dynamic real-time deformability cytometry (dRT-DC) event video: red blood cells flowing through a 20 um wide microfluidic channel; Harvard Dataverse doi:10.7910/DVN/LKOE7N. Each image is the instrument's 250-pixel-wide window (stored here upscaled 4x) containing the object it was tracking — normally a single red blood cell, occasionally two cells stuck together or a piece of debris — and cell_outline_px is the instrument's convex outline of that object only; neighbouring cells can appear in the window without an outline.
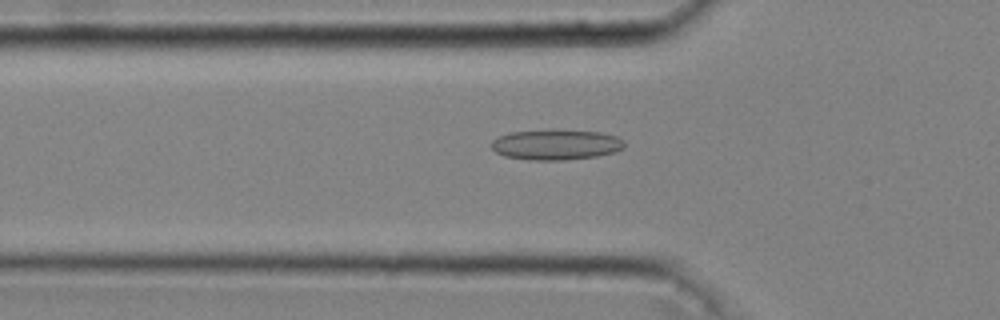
{"species": "common noctule bat (a hibernating species)", "species_latin": "Nyctalus noctula", "temperature_condition": "cold", "stored_images_in_passage": 44, "camera_frame_rate_fps": 3000, "um_per_image_px": 0.085, "animal": {"sex": "male", "body_mass_g": 20.4}, "frame": {"image": 1, "passage_image": 16, "time_ms": 5.0, "image_size_px": [1000, 320], "cell_outline_px": [[624, 148], [616, 152], [596, 156], [564, 160], [528, 160], [504, 156], [496, 152], [492, 148], [492, 140], [500, 136], [512, 132], [600, 132], [616, 136], [624, 140]], "centroid_in_image_um": [47.28, 12.34], "position_along_channel_um": 78.5, "area_um2": 22.72}}
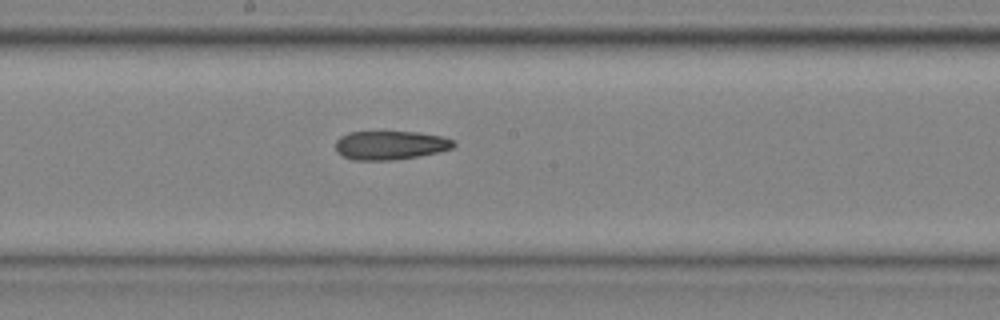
{"frame": {"image": 2, "passage_image": 26, "time_ms": 8.333, "image_size_px": [1000, 320], "cell_outline_px": [[456, 144], [452, 148], [440, 152], [392, 160], [352, 160], [336, 152], [336, 140], [340, 136], [348, 132], [416, 132], [440, 136], [456, 140]], "centroid_in_image_um": [33.17, 12.34], "position_along_channel_um": 215.0, "area_um2": 19.83}}
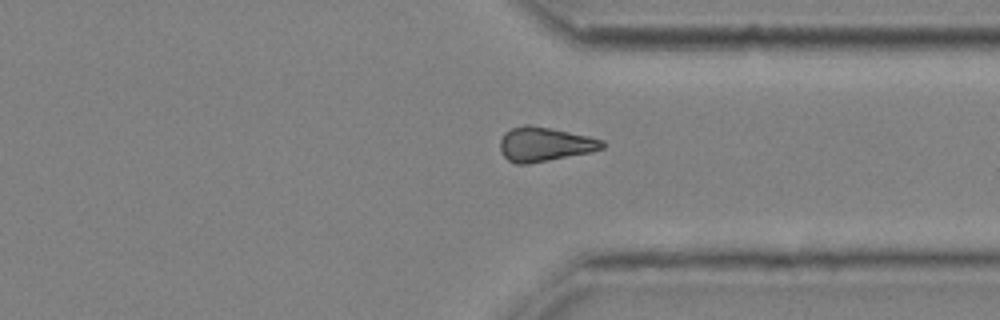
{"frame": {"image": 3, "passage_image": 37, "time_ms": 12.0, "image_size_px": [1000, 320], "cell_outline_px": [[604, 148], [592, 152], [528, 164], [516, 164], [508, 160], [500, 152], [500, 140], [504, 132], [512, 128], [524, 124], [532, 124], [588, 136], [604, 140]], "centroid_in_image_um": [46.28, 12.26], "position_along_channel_um": 365.1, "area_um2": 20.58}}